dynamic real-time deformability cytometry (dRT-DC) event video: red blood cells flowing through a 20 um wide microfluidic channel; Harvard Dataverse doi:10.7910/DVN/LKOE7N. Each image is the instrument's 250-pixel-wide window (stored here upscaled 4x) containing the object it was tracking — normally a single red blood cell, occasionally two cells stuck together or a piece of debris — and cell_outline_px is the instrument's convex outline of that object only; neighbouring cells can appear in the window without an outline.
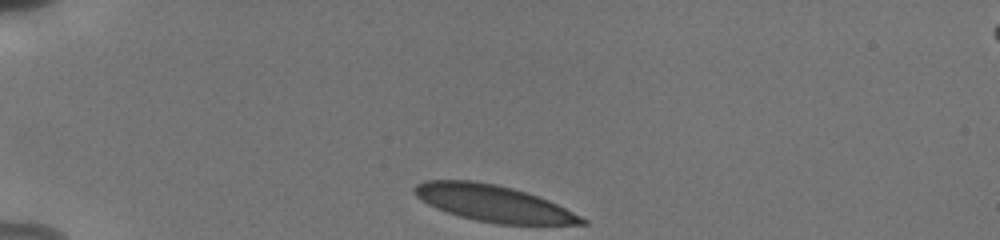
{"species": "human", "species_latin": "Homo sapiens", "temperature_condition": "cold", "stored_images_in_passage": 31, "camera_frame_rate_fps": 3000, "um_per_image_px": 0.085, "donor": {"sex": "male"}, "frame": {"image": 1, "passage_image": 1, "time_ms": 0.0, "image_size_px": [1000, 240], "cell_outline_px": [[588, 224], [496, 224], [476, 220], [460, 216], [436, 208], [428, 204], [416, 196], [412, 192], [412, 188], [416, 184], [424, 180], [472, 180], [496, 184], [512, 188], [548, 200], [588, 220]], "centroid_in_image_um": [41.89, 17.27], "position_along_channel_um": 43.1, "area_um2": 35.26}}
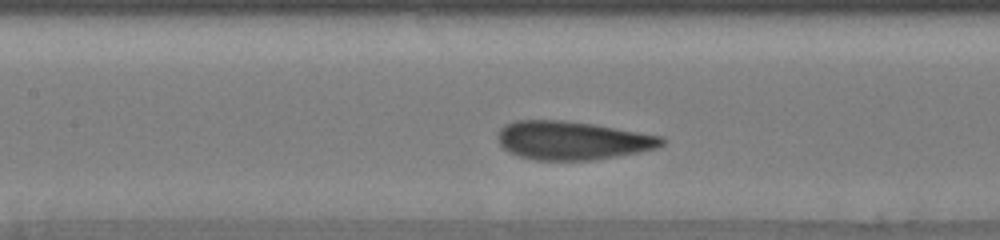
{"frame": {"image": 2, "passage_image": 14, "time_ms": 4.333, "image_size_px": [1000, 240], "cell_outline_px": [[664, 144], [656, 148], [640, 152], [592, 160], [536, 160], [516, 156], [508, 152], [500, 144], [496, 136], [500, 128], [504, 124], [512, 120], [564, 120], [596, 124], [664, 136]], "centroid_in_image_um": [48.63, 11.92], "position_along_channel_um": 158.8, "area_um2": 37.28}}
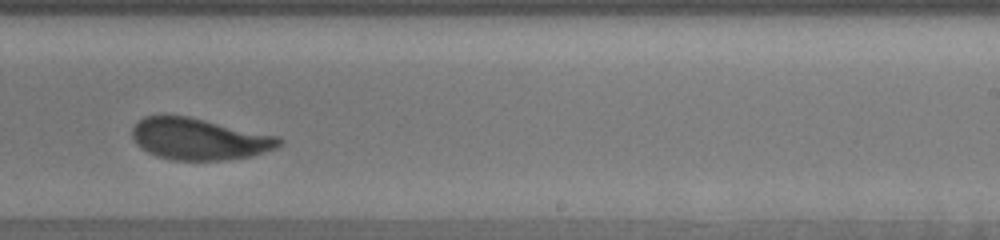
{"frame": {"image": 3, "passage_image": 22, "time_ms": 7.333, "image_size_px": [1000, 240], "cell_outline_px": [[284, 144], [276, 148], [252, 156], [228, 160], [172, 160], [148, 152], [140, 148], [136, 144], [132, 136], [132, 128], [144, 116], [188, 116], [280, 136], [284, 140]], "centroid_in_image_um": [16.99, 11.82], "position_along_channel_um": 272.0, "area_um2": 35.72}, "authors_computed_cell_mechanics": {"area_um2": 36.7608, "velocity_mm_per_s": 3.7953, "shape_relaxation_time_tau1_ms": 3.5863, "shape_relaxation_time_tau2_ms": null, "deformation_change_tau1": 0.1304, "deformation_change_tau2": null}}